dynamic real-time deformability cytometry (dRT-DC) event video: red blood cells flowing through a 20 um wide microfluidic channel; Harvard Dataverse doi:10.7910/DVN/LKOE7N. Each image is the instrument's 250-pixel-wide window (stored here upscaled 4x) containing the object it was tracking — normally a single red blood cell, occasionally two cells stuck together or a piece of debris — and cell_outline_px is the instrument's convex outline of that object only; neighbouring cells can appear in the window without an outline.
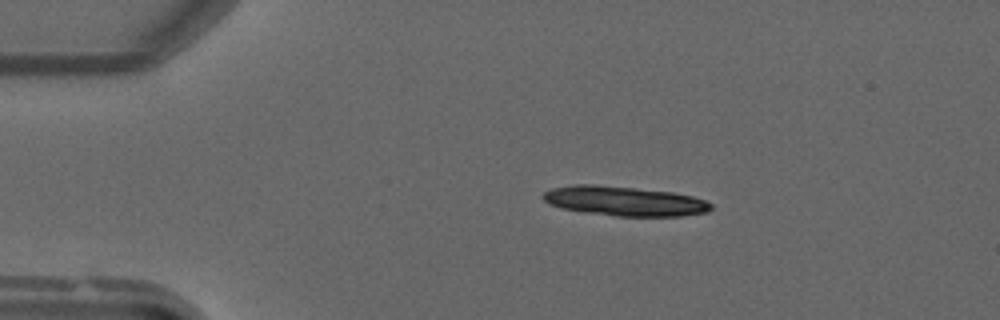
{"species": "common noctule bat (a hibernating species)", "species_latin": "Nyctalus noctula", "temperature_condition": "warm", "stored_images_in_passage": 48, "camera_frame_rate_fps": 3000, "um_per_image_px": 0.085, "animal": {"sex": "male", "forearm_length_mm": 52.5}, "frame": {"image": 1, "passage_image": 7, "time_ms": 2.0, "image_size_px": [1000, 320], "cell_outline_px": [[712, 208], [708, 212], [684, 216], [616, 216], [560, 208], [548, 204], [540, 196], [544, 192], [552, 188], [572, 184], [596, 184], [672, 192], [692, 196], [704, 200], [712, 204]], "centroid_in_image_um": [53.05, 17.09], "position_along_channel_um": 31.9, "area_um2": 29.02}}
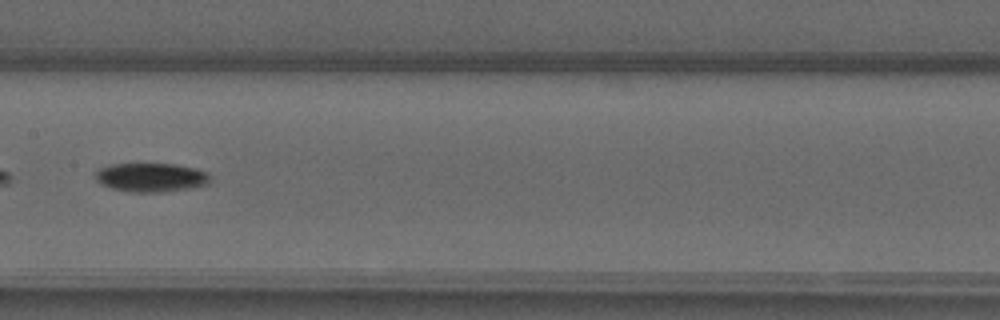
{"frame": {"image": 2, "passage_image": 23, "time_ms": 7.333, "image_size_px": [1000, 320], "cell_outline_px": [[208, 184], [192, 188], [164, 192], [132, 192], [112, 188], [100, 184], [96, 180], [96, 172], [100, 168], [112, 164], [176, 164], [196, 168], [208, 172]], "centroid_in_image_um": [12.85, 15.08], "position_along_channel_um": 194.6, "area_um2": 19.31}}
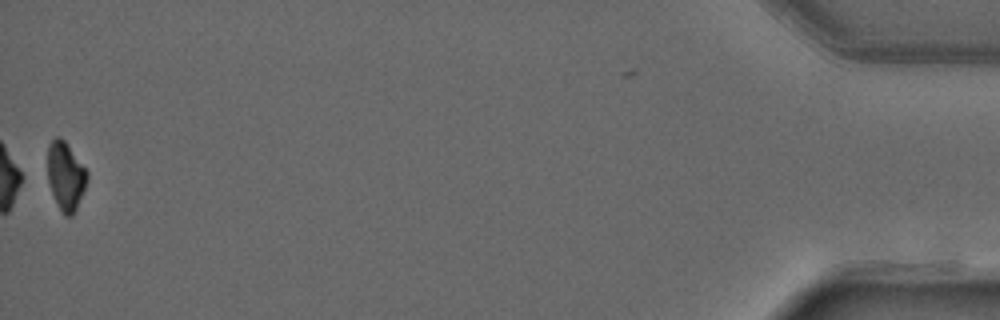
{"frame": {"image": 3, "passage_image": 47, "time_ms": 15.333, "image_size_px": [1000, 320], "cell_outline_px": [[88, 176], [84, 188], [76, 208], [72, 216], [64, 216], [52, 192], [48, 180], [48, 144], [56, 136], [60, 136], [64, 140], [88, 172]], "centroid_in_image_um": [5.57, 14.93], "position_along_channel_um": 429.6, "area_um2": 15.32}}